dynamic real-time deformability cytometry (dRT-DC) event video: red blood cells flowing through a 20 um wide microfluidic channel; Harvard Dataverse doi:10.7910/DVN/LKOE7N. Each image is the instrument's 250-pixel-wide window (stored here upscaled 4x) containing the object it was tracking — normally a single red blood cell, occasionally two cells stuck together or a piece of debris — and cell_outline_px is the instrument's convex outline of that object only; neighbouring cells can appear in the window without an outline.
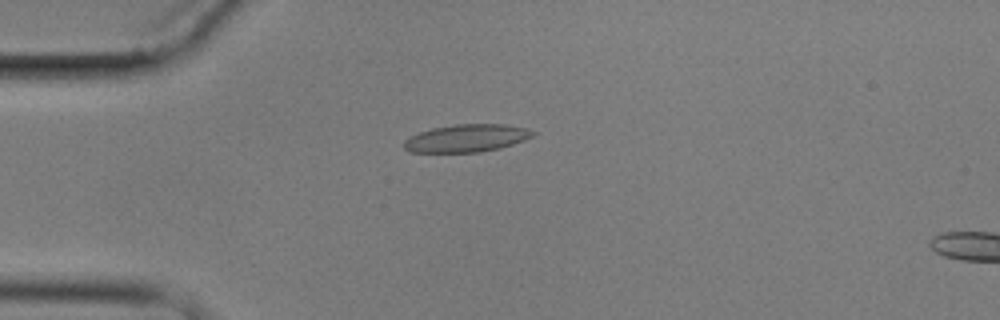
{"species": "common noctule bat (a hibernating species)", "species_latin": "Nyctalus noctula", "temperature_condition": "cold", "stored_images_in_passage": 8, "camera_frame_rate_fps": 3000, "um_per_image_px": 0.085, "animal": {"sex": "male", "body_mass_g": 17.9}, "frame": {"image": 1, "passage_image": 4, "time_ms": 3.333, "image_size_px": [1000, 320], "cell_outline_px": [[536, 132], [532, 136], [524, 140], [500, 148], [480, 152], [408, 152], [404, 148], [404, 140], [420, 132], [432, 128], [456, 124], [508, 124], [524, 128]], "centroid_in_image_um": [39.65, 11.74], "position_along_channel_um": 45.3, "area_um2": 20.63}}
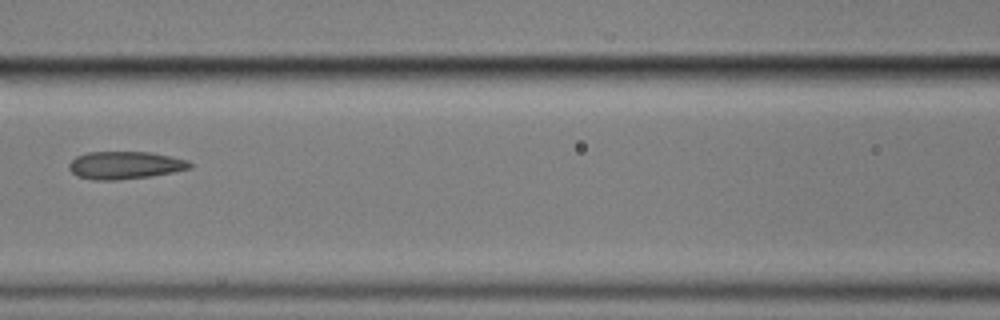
{"frame": {"image": 2, "passage_image": 7, "time_ms": 7.0, "image_size_px": [1000, 320], "cell_outline_px": [[192, 168], [172, 172], [148, 176], [116, 180], [92, 180], [76, 176], [68, 168], [68, 164], [76, 156], [88, 152], [152, 152], [172, 156], [188, 160], [192, 164]], "centroid_in_image_um": [10.61, 14.04], "position_along_channel_um": 156.0, "area_um2": 19.54}}
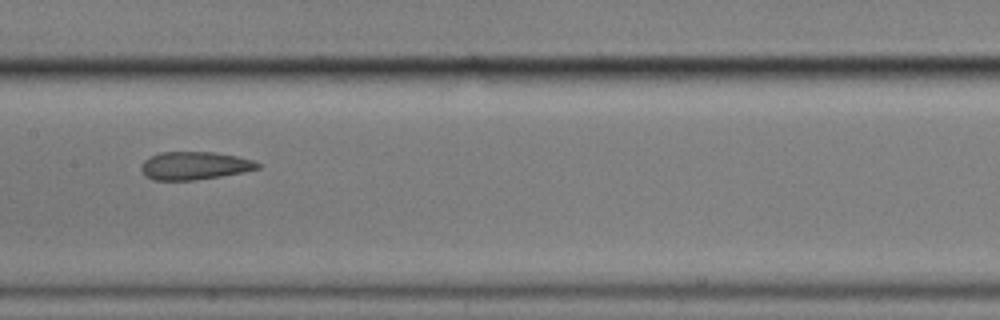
{"frame": {"image": 3, "passage_image": 8, "time_ms": 8.0, "image_size_px": [1000, 320], "cell_outline_px": [[260, 168], [244, 172], [220, 176], [192, 180], [152, 180], [144, 176], [140, 168], [144, 160], [148, 156], [160, 152], [212, 152], [236, 156], [252, 160], [260, 164]], "centroid_in_image_um": [16.48, 14.08], "position_along_channel_um": 190.9, "area_um2": 19.02}}